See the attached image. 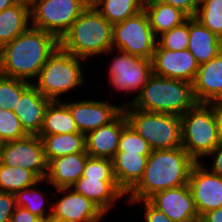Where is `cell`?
<instances>
[{
    "instance_id": "6da1fadb",
    "label": "cell",
    "mask_w": 222,
    "mask_h": 222,
    "mask_svg": "<svg viewBox=\"0 0 222 222\" xmlns=\"http://www.w3.org/2000/svg\"><path fill=\"white\" fill-rule=\"evenodd\" d=\"M58 47L54 35L30 26L0 49V74L32 83Z\"/></svg>"
},
{
    "instance_id": "7a4b0ae2",
    "label": "cell",
    "mask_w": 222,
    "mask_h": 222,
    "mask_svg": "<svg viewBox=\"0 0 222 222\" xmlns=\"http://www.w3.org/2000/svg\"><path fill=\"white\" fill-rule=\"evenodd\" d=\"M195 164L183 147L152 150L144 174L127 194V201L147 200L158 191L187 185Z\"/></svg>"
},
{
    "instance_id": "3957f363",
    "label": "cell",
    "mask_w": 222,
    "mask_h": 222,
    "mask_svg": "<svg viewBox=\"0 0 222 222\" xmlns=\"http://www.w3.org/2000/svg\"><path fill=\"white\" fill-rule=\"evenodd\" d=\"M113 25L90 3L59 40V47L87 60L103 53L111 55Z\"/></svg>"
},
{
    "instance_id": "277c9868",
    "label": "cell",
    "mask_w": 222,
    "mask_h": 222,
    "mask_svg": "<svg viewBox=\"0 0 222 222\" xmlns=\"http://www.w3.org/2000/svg\"><path fill=\"white\" fill-rule=\"evenodd\" d=\"M131 102L133 108L146 112L172 114L181 117L195 104L192 84L179 79L152 74Z\"/></svg>"
},
{
    "instance_id": "5b68a950",
    "label": "cell",
    "mask_w": 222,
    "mask_h": 222,
    "mask_svg": "<svg viewBox=\"0 0 222 222\" xmlns=\"http://www.w3.org/2000/svg\"><path fill=\"white\" fill-rule=\"evenodd\" d=\"M83 60L58 47L41 68L32 85L50 101H62L63 94H68L84 83V68L81 67Z\"/></svg>"
},
{
    "instance_id": "8992f818",
    "label": "cell",
    "mask_w": 222,
    "mask_h": 222,
    "mask_svg": "<svg viewBox=\"0 0 222 222\" xmlns=\"http://www.w3.org/2000/svg\"><path fill=\"white\" fill-rule=\"evenodd\" d=\"M129 126L147 141L152 150L182 147L181 118L172 114L146 112L123 104Z\"/></svg>"
},
{
    "instance_id": "52a82bcc",
    "label": "cell",
    "mask_w": 222,
    "mask_h": 222,
    "mask_svg": "<svg viewBox=\"0 0 222 222\" xmlns=\"http://www.w3.org/2000/svg\"><path fill=\"white\" fill-rule=\"evenodd\" d=\"M182 147L196 162L218 146L214 103H196L181 117Z\"/></svg>"
},
{
    "instance_id": "ba28073f",
    "label": "cell",
    "mask_w": 222,
    "mask_h": 222,
    "mask_svg": "<svg viewBox=\"0 0 222 222\" xmlns=\"http://www.w3.org/2000/svg\"><path fill=\"white\" fill-rule=\"evenodd\" d=\"M31 26L58 40L90 4V0H31Z\"/></svg>"
},
{
    "instance_id": "9c48e42d",
    "label": "cell",
    "mask_w": 222,
    "mask_h": 222,
    "mask_svg": "<svg viewBox=\"0 0 222 222\" xmlns=\"http://www.w3.org/2000/svg\"><path fill=\"white\" fill-rule=\"evenodd\" d=\"M156 44L157 37L144 9L113 25L112 49L114 50L152 60Z\"/></svg>"
},
{
    "instance_id": "30bf717a",
    "label": "cell",
    "mask_w": 222,
    "mask_h": 222,
    "mask_svg": "<svg viewBox=\"0 0 222 222\" xmlns=\"http://www.w3.org/2000/svg\"><path fill=\"white\" fill-rule=\"evenodd\" d=\"M112 51H117V55L108 65V85L111 84L117 93L122 91L126 94L130 92L139 94L153 74L152 60L133 56L121 50L112 49Z\"/></svg>"
},
{
    "instance_id": "8fae6325",
    "label": "cell",
    "mask_w": 222,
    "mask_h": 222,
    "mask_svg": "<svg viewBox=\"0 0 222 222\" xmlns=\"http://www.w3.org/2000/svg\"><path fill=\"white\" fill-rule=\"evenodd\" d=\"M0 163L33 171L41 180H45L48 172L44 145L38 135H27L18 140L3 142Z\"/></svg>"
},
{
    "instance_id": "7c38bea8",
    "label": "cell",
    "mask_w": 222,
    "mask_h": 222,
    "mask_svg": "<svg viewBox=\"0 0 222 222\" xmlns=\"http://www.w3.org/2000/svg\"><path fill=\"white\" fill-rule=\"evenodd\" d=\"M203 163L192 167L188 181L199 217L222 207V177L211 173Z\"/></svg>"
},
{
    "instance_id": "4fadbf2b",
    "label": "cell",
    "mask_w": 222,
    "mask_h": 222,
    "mask_svg": "<svg viewBox=\"0 0 222 222\" xmlns=\"http://www.w3.org/2000/svg\"><path fill=\"white\" fill-rule=\"evenodd\" d=\"M64 195L51 206L50 219L59 222H100L106 215L96 204L71 188L56 189Z\"/></svg>"
},
{
    "instance_id": "5bb4252c",
    "label": "cell",
    "mask_w": 222,
    "mask_h": 222,
    "mask_svg": "<svg viewBox=\"0 0 222 222\" xmlns=\"http://www.w3.org/2000/svg\"><path fill=\"white\" fill-rule=\"evenodd\" d=\"M199 64L188 49L171 51L156 44L152 58L154 75L179 79L193 84Z\"/></svg>"
},
{
    "instance_id": "9a60e30c",
    "label": "cell",
    "mask_w": 222,
    "mask_h": 222,
    "mask_svg": "<svg viewBox=\"0 0 222 222\" xmlns=\"http://www.w3.org/2000/svg\"><path fill=\"white\" fill-rule=\"evenodd\" d=\"M147 200L173 222L200 221L188 184L158 191Z\"/></svg>"
},
{
    "instance_id": "2e32d148",
    "label": "cell",
    "mask_w": 222,
    "mask_h": 222,
    "mask_svg": "<svg viewBox=\"0 0 222 222\" xmlns=\"http://www.w3.org/2000/svg\"><path fill=\"white\" fill-rule=\"evenodd\" d=\"M108 102L96 100L64 101L79 132L85 135L112 122L123 111V103L117 106L113 102Z\"/></svg>"
},
{
    "instance_id": "e0dca14e",
    "label": "cell",
    "mask_w": 222,
    "mask_h": 222,
    "mask_svg": "<svg viewBox=\"0 0 222 222\" xmlns=\"http://www.w3.org/2000/svg\"><path fill=\"white\" fill-rule=\"evenodd\" d=\"M75 192L82 194L96 204L105 214L113 209L121 198L127 196L118 186L115 178H94L81 176L72 186ZM115 203V204H114Z\"/></svg>"
},
{
    "instance_id": "ac0fdd59",
    "label": "cell",
    "mask_w": 222,
    "mask_h": 222,
    "mask_svg": "<svg viewBox=\"0 0 222 222\" xmlns=\"http://www.w3.org/2000/svg\"><path fill=\"white\" fill-rule=\"evenodd\" d=\"M128 124L123 111L110 123L85 135L86 152L90 157L112 160L118 150L122 129Z\"/></svg>"
},
{
    "instance_id": "d6986e66",
    "label": "cell",
    "mask_w": 222,
    "mask_h": 222,
    "mask_svg": "<svg viewBox=\"0 0 222 222\" xmlns=\"http://www.w3.org/2000/svg\"><path fill=\"white\" fill-rule=\"evenodd\" d=\"M192 87L196 103L222 102V51L199 65Z\"/></svg>"
},
{
    "instance_id": "ffe728a7",
    "label": "cell",
    "mask_w": 222,
    "mask_h": 222,
    "mask_svg": "<svg viewBox=\"0 0 222 222\" xmlns=\"http://www.w3.org/2000/svg\"><path fill=\"white\" fill-rule=\"evenodd\" d=\"M90 156L87 152L68 154L48 162L46 183L54 189L71 188V186L83 175V171Z\"/></svg>"
},
{
    "instance_id": "44dd1931",
    "label": "cell",
    "mask_w": 222,
    "mask_h": 222,
    "mask_svg": "<svg viewBox=\"0 0 222 222\" xmlns=\"http://www.w3.org/2000/svg\"><path fill=\"white\" fill-rule=\"evenodd\" d=\"M50 100L31 85L20 97L13 112L28 135H38L42 129L44 113Z\"/></svg>"
},
{
    "instance_id": "7402d4cb",
    "label": "cell",
    "mask_w": 222,
    "mask_h": 222,
    "mask_svg": "<svg viewBox=\"0 0 222 222\" xmlns=\"http://www.w3.org/2000/svg\"><path fill=\"white\" fill-rule=\"evenodd\" d=\"M149 155L117 152L112 159L119 188L127 195L141 180Z\"/></svg>"
},
{
    "instance_id": "603a6c76",
    "label": "cell",
    "mask_w": 222,
    "mask_h": 222,
    "mask_svg": "<svg viewBox=\"0 0 222 222\" xmlns=\"http://www.w3.org/2000/svg\"><path fill=\"white\" fill-rule=\"evenodd\" d=\"M188 50L199 65L207 63L222 51V39L203 26L195 17H189Z\"/></svg>"
},
{
    "instance_id": "cb8c5ba5",
    "label": "cell",
    "mask_w": 222,
    "mask_h": 222,
    "mask_svg": "<svg viewBox=\"0 0 222 222\" xmlns=\"http://www.w3.org/2000/svg\"><path fill=\"white\" fill-rule=\"evenodd\" d=\"M30 3L21 0L0 12V49L31 26Z\"/></svg>"
},
{
    "instance_id": "d4e9b609",
    "label": "cell",
    "mask_w": 222,
    "mask_h": 222,
    "mask_svg": "<svg viewBox=\"0 0 222 222\" xmlns=\"http://www.w3.org/2000/svg\"><path fill=\"white\" fill-rule=\"evenodd\" d=\"M144 10L148 15L150 26L156 37L183 24L189 18L179 8L166 4L161 0H144Z\"/></svg>"
},
{
    "instance_id": "484cf974",
    "label": "cell",
    "mask_w": 222,
    "mask_h": 222,
    "mask_svg": "<svg viewBox=\"0 0 222 222\" xmlns=\"http://www.w3.org/2000/svg\"><path fill=\"white\" fill-rule=\"evenodd\" d=\"M79 133L68 106L63 101H50L38 136Z\"/></svg>"
},
{
    "instance_id": "4316f807",
    "label": "cell",
    "mask_w": 222,
    "mask_h": 222,
    "mask_svg": "<svg viewBox=\"0 0 222 222\" xmlns=\"http://www.w3.org/2000/svg\"><path fill=\"white\" fill-rule=\"evenodd\" d=\"M44 145L47 162L68 154L83 153L86 151L85 134H52L39 136Z\"/></svg>"
},
{
    "instance_id": "83f0119b",
    "label": "cell",
    "mask_w": 222,
    "mask_h": 222,
    "mask_svg": "<svg viewBox=\"0 0 222 222\" xmlns=\"http://www.w3.org/2000/svg\"><path fill=\"white\" fill-rule=\"evenodd\" d=\"M112 25L123 22L144 9V0H90Z\"/></svg>"
},
{
    "instance_id": "f1b7e54d",
    "label": "cell",
    "mask_w": 222,
    "mask_h": 222,
    "mask_svg": "<svg viewBox=\"0 0 222 222\" xmlns=\"http://www.w3.org/2000/svg\"><path fill=\"white\" fill-rule=\"evenodd\" d=\"M33 171L22 167H10L0 163V191L16 193L38 183H43Z\"/></svg>"
},
{
    "instance_id": "f546056e",
    "label": "cell",
    "mask_w": 222,
    "mask_h": 222,
    "mask_svg": "<svg viewBox=\"0 0 222 222\" xmlns=\"http://www.w3.org/2000/svg\"><path fill=\"white\" fill-rule=\"evenodd\" d=\"M37 186H39V183L17 191L15 193L16 205L27 209L32 214L39 217L43 222H46L51 217L52 208H50V211L46 209L47 207L45 204L47 196L43 191L41 192Z\"/></svg>"
},
{
    "instance_id": "4dcf8cb0",
    "label": "cell",
    "mask_w": 222,
    "mask_h": 222,
    "mask_svg": "<svg viewBox=\"0 0 222 222\" xmlns=\"http://www.w3.org/2000/svg\"><path fill=\"white\" fill-rule=\"evenodd\" d=\"M31 85V82L0 74V109L16 110L21 95Z\"/></svg>"
},
{
    "instance_id": "1f68e13d",
    "label": "cell",
    "mask_w": 222,
    "mask_h": 222,
    "mask_svg": "<svg viewBox=\"0 0 222 222\" xmlns=\"http://www.w3.org/2000/svg\"><path fill=\"white\" fill-rule=\"evenodd\" d=\"M195 18L222 39V0H205L199 4Z\"/></svg>"
},
{
    "instance_id": "d6a6232c",
    "label": "cell",
    "mask_w": 222,
    "mask_h": 222,
    "mask_svg": "<svg viewBox=\"0 0 222 222\" xmlns=\"http://www.w3.org/2000/svg\"><path fill=\"white\" fill-rule=\"evenodd\" d=\"M157 44L164 49L180 51L188 49L189 18L183 24L170 29L157 37Z\"/></svg>"
},
{
    "instance_id": "836d02e7",
    "label": "cell",
    "mask_w": 222,
    "mask_h": 222,
    "mask_svg": "<svg viewBox=\"0 0 222 222\" xmlns=\"http://www.w3.org/2000/svg\"><path fill=\"white\" fill-rule=\"evenodd\" d=\"M19 118L11 110L0 109V142H8L26 137Z\"/></svg>"
},
{
    "instance_id": "e575fe53",
    "label": "cell",
    "mask_w": 222,
    "mask_h": 222,
    "mask_svg": "<svg viewBox=\"0 0 222 222\" xmlns=\"http://www.w3.org/2000/svg\"><path fill=\"white\" fill-rule=\"evenodd\" d=\"M117 152L150 155L152 149L147 141L127 124L122 129Z\"/></svg>"
},
{
    "instance_id": "d590c367",
    "label": "cell",
    "mask_w": 222,
    "mask_h": 222,
    "mask_svg": "<svg viewBox=\"0 0 222 222\" xmlns=\"http://www.w3.org/2000/svg\"><path fill=\"white\" fill-rule=\"evenodd\" d=\"M82 176L94 178H115L112 160L89 157Z\"/></svg>"
},
{
    "instance_id": "8d00e7d4",
    "label": "cell",
    "mask_w": 222,
    "mask_h": 222,
    "mask_svg": "<svg viewBox=\"0 0 222 222\" xmlns=\"http://www.w3.org/2000/svg\"><path fill=\"white\" fill-rule=\"evenodd\" d=\"M16 206L14 193L0 191V222H11Z\"/></svg>"
},
{
    "instance_id": "74e56055",
    "label": "cell",
    "mask_w": 222,
    "mask_h": 222,
    "mask_svg": "<svg viewBox=\"0 0 222 222\" xmlns=\"http://www.w3.org/2000/svg\"><path fill=\"white\" fill-rule=\"evenodd\" d=\"M129 205L143 204L145 209V222H173L167 215L162 211L154 207L148 200L140 201H129Z\"/></svg>"
},
{
    "instance_id": "f35d334b",
    "label": "cell",
    "mask_w": 222,
    "mask_h": 222,
    "mask_svg": "<svg viewBox=\"0 0 222 222\" xmlns=\"http://www.w3.org/2000/svg\"><path fill=\"white\" fill-rule=\"evenodd\" d=\"M162 2L179 8L189 17H195L199 3L197 0H161Z\"/></svg>"
},
{
    "instance_id": "ab89813d",
    "label": "cell",
    "mask_w": 222,
    "mask_h": 222,
    "mask_svg": "<svg viewBox=\"0 0 222 222\" xmlns=\"http://www.w3.org/2000/svg\"><path fill=\"white\" fill-rule=\"evenodd\" d=\"M11 222H43L39 217L32 214L27 209L16 206L12 214Z\"/></svg>"
},
{
    "instance_id": "60d3db41",
    "label": "cell",
    "mask_w": 222,
    "mask_h": 222,
    "mask_svg": "<svg viewBox=\"0 0 222 222\" xmlns=\"http://www.w3.org/2000/svg\"><path fill=\"white\" fill-rule=\"evenodd\" d=\"M208 156L213 157V162L208 170L222 177V145H218Z\"/></svg>"
},
{
    "instance_id": "b9f144b4",
    "label": "cell",
    "mask_w": 222,
    "mask_h": 222,
    "mask_svg": "<svg viewBox=\"0 0 222 222\" xmlns=\"http://www.w3.org/2000/svg\"><path fill=\"white\" fill-rule=\"evenodd\" d=\"M214 116L217 127L218 145H222V102H214Z\"/></svg>"
},
{
    "instance_id": "7bdbcfd3",
    "label": "cell",
    "mask_w": 222,
    "mask_h": 222,
    "mask_svg": "<svg viewBox=\"0 0 222 222\" xmlns=\"http://www.w3.org/2000/svg\"><path fill=\"white\" fill-rule=\"evenodd\" d=\"M199 222H222V207L206 212Z\"/></svg>"
},
{
    "instance_id": "ee69618b",
    "label": "cell",
    "mask_w": 222,
    "mask_h": 222,
    "mask_svg": "<svg viewBox=\"0 0 222 222\" xmlns=\"http://www.w3.org/2000/svg\"><path fill=\"white\" fill-rule=\"evenodd\" d=\"M20 1L21 0H0V12L6 8H9V7L17 4Z\"/></svg>"
},
{
    "instance_id": "f6af8a7d",
    "label": "cell",
    "mask_w": 222,
    "mask_h": 222,
    "mask_svg": "<svg viewBox=\"0 0 222 222\" xmlns=\"http://www.w3.org/2000/svg\"><path fill=\"white\" fill-rule=\"evenodd\" d=\"M46 222H59V221H55V220H52V219H48Z\"/></svg>"
},
{
    "instance_id": "bcb514c9",
    "label": "cell",
    "mask_w": 222,
    "mask_h": 222,
    "mask_svg": "<svg viewBox=\"0 0 222 222\" xmlns=\"http://www.w3.org/2000/svg\"><path fill=\"white\" fill-rule=\"evenodd\" d=\"M205 0H197V2L199 3V4H201L202 2H204Z\"/></svg>"
}]
</instances>
